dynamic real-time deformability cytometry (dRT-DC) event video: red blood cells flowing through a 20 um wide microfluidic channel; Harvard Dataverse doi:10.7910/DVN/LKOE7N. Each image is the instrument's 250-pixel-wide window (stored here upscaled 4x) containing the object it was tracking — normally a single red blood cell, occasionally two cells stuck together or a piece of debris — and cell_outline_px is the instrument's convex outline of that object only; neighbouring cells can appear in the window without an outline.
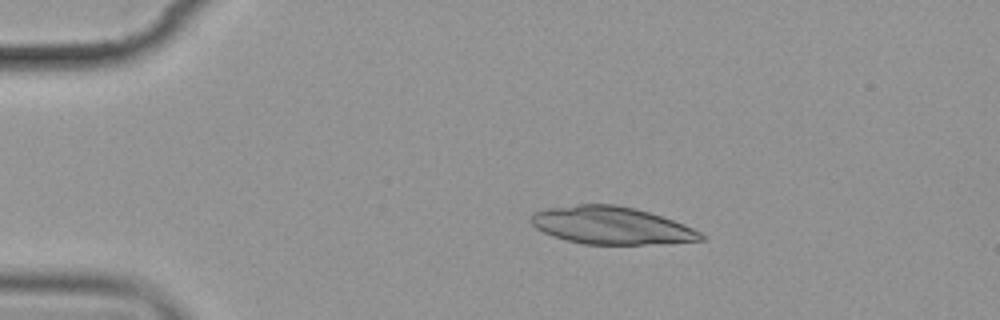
{"species": "common noctule bat (a hibernating species)", "species_latin": "Nyctalus noctula", "temperature_condition": "cold", "stored_images_in_passage": 5, "camera_frame_rate_fps": 3000, "um_per_image_px": 0.085, "animal": {"sex": "female", "body_mass_g": 19.9}, "frame": {"image": 1, "passage_image": 3, "time_ms": 2.333, "image_size_px": [1000, 320], "cell_outline_px": [[708, 236], [704, 240], [644, 244], [584, 244], [552, 236], [536, 228], [528, 220], [528, 216], [532, 212], [548, 208], [576, 204], [616, 204], [636, 208], [684, 224]], "centroid_in_image_um": [51.91, 19.15], "position_along_channel_um": 33.1, "area_um2": 37.17}}